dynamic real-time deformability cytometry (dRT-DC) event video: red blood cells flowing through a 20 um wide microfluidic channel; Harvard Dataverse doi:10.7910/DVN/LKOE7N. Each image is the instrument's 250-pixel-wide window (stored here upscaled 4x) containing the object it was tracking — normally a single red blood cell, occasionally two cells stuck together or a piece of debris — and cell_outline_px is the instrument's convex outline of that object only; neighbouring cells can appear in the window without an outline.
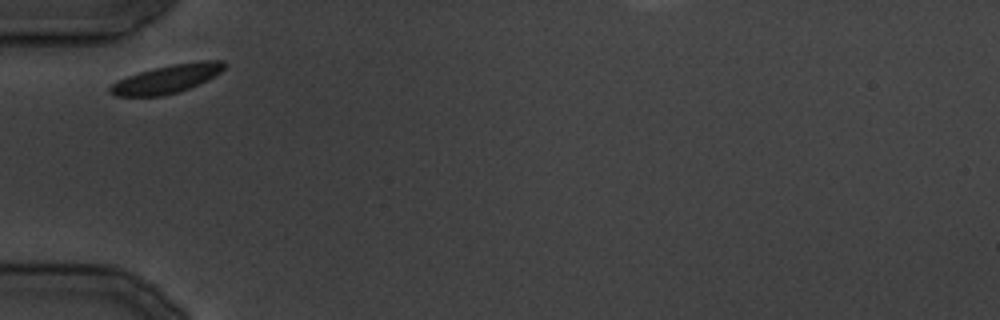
{"species": "common noctule bat (a hibernating species)", "species_latin": "Nyctalus noctula", "temperature_condition": "cold", "stored_images_in_passage": 20, "camera_frame_rate_fps": 3000, "um_per_image_px": 0.085, "animal": {"sex": "male", "body_mass_g": 19.5, "forearm_length_mm": 54.6}, "frame": {"image": 1, "passage_image": 1, "time_ms": 0.0, "image_size_px": [1000, 320], "cell_outline_px": [[228, 64], [220, 72], [188, 88], [176, 92], [160, 96], [116, 96], [108, 92], [108, 88], [116, 80], [140, 72], [172, 64], [200, 60], [224, 60]], "centroid_in_image_um": [14.16, 6.69], "position_along_channel_um": 70.8, "area_um2": 18.55}}
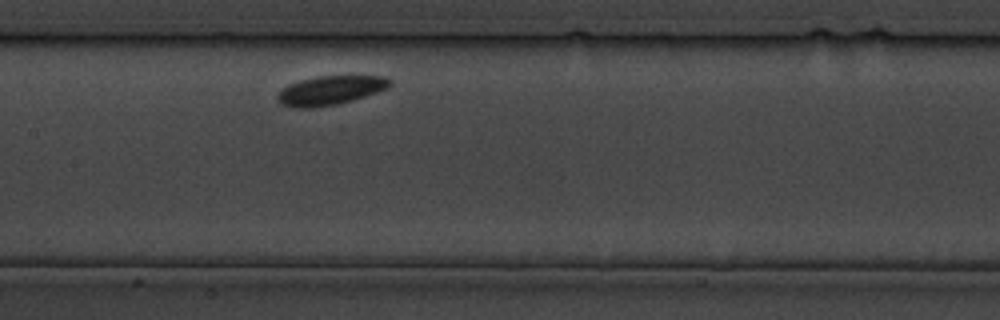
{"frame": {"image": 2, "passage_image": 8, "time_ms": 8.0, "image_size_px": [1000, 320], "cell_outline_px": [[392, 84], [388, 88], [352, 100], [336, 104], [312, 108], [296, 108], [280, 104], [276, 100], [276, 96], [288, 84], [300, 80], [316, 76], [388, 76], [392, 80]], "centroid_in_image_um": [28.07, 7.67], "position_along_channel_um": 179.3, "area_um2": 19.07}}
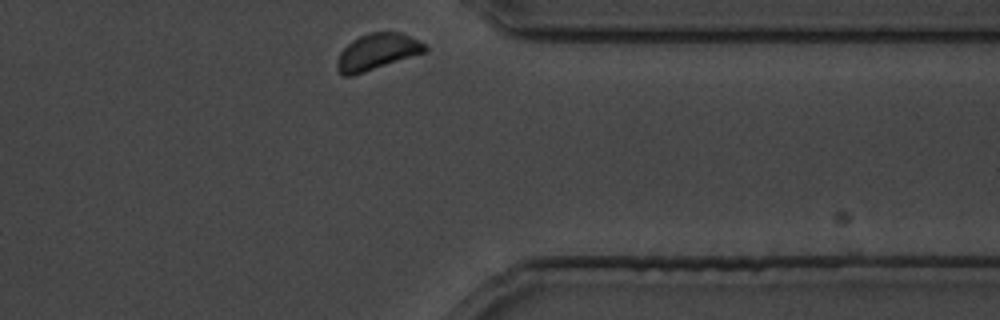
{"frame": {"image": 3, "passage_image": 20, "time_ms": 22.667, "image_size_px": [1000, 320], "cell_outline_px": [[428, 52], [352, 76], [344, 76], [336, 68], [336, 64], [340, 52], [352, 40], [360, 36], [372, 32], [400, 32], [424, 44], [428, 48]], "centroid_in_image_um": [32.06, 4.42], "position_along_channel_um": 379.3, "area_um2": 18.5}}